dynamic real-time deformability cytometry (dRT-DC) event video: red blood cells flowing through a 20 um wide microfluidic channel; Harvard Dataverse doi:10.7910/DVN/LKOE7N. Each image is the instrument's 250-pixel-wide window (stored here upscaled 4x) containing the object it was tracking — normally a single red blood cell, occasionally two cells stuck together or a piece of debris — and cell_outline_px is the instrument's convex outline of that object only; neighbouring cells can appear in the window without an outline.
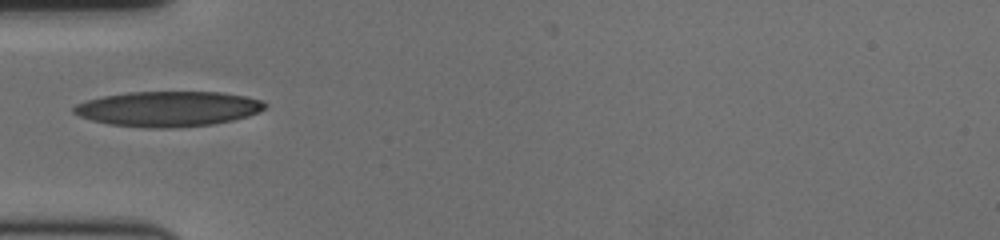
{"species": "human", "species_latin": "Homo sapiens", "temperature_condition": "cold", "stored_images_in_passage": 39, "camera_frame_rate_fps": 3000, "um_per_image_px": 0.085, "donor": {"sex": "female"}, "frame": {"image": 1, "passage_image": 1, "time_ms": 0.0, "image_size_px": [1000, 240], "cell_outline_px": [[268, 104], [260, 112], [248, 116], [232, 120], [212, 124], [180, 128], [152, 128], [108, 124], [92, 120], [80, 116], [72, 112], [72, 108], [76, 104], [84, 100], [104, 96], [128, 92], [224, 92], [244, 96], [260, 100]], "centroid_in_image_um": [14.28, 9.25], "position_along_channel_um": 70.7, "area_um2": 39.36}}
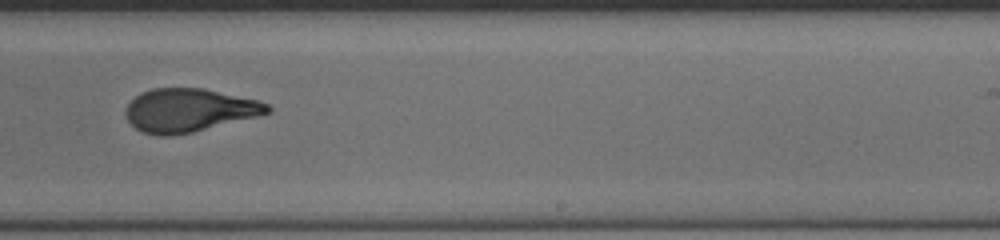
{"frame": {"image": 2, "passage_image": 18, "time_ms": 5.667, "image_size_px": [1000, 240], "cell_outline_px": [[272, 112], [192, 132], [172, 136], [156, 136], [140, 132], [128, 120], [124, 112], [128, 104], [140, 92], [152, 88], [204, 88], [260, 100], [268, 104], [272, 108]], "centroid_in_image_um": [16.06, 9.36], "position_along_channel_um": 272.9, "area_um2": 35.89}}
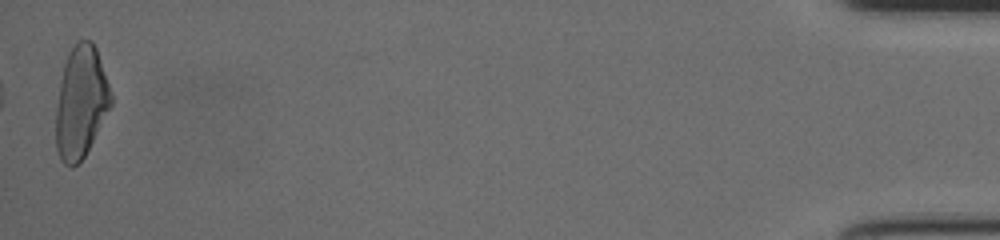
{"frame": {"image": 3, "passage_image": 39, "time_ms": 12.667, "image_size_px": [1000, 240], "cell_outline_px": [[112, 104], [84, 156], [72, 168], [64, 164], [60, 160], [56, 148], [56, 108], [60, 80], [64, 64], [68, 52], [76, 40], [92, 40], [96, 48], [112, 92]], "centroid_in_image_um": [6.87, 8.66], "position_along_channel_um": 428.3, "area_um2": 35.95}, "authors_computed_cell_mechanics": {"area_um2": 36.0094, "velocity_mm_per_s": 3.5811, "shape_relaxation_time_tau1_ms": 5.3663, "shape_relaxation_time_tau2_ms": 1.766, "deformation_change_tau1": 0.2059, "deformation_change_tau2": 0.0898}}